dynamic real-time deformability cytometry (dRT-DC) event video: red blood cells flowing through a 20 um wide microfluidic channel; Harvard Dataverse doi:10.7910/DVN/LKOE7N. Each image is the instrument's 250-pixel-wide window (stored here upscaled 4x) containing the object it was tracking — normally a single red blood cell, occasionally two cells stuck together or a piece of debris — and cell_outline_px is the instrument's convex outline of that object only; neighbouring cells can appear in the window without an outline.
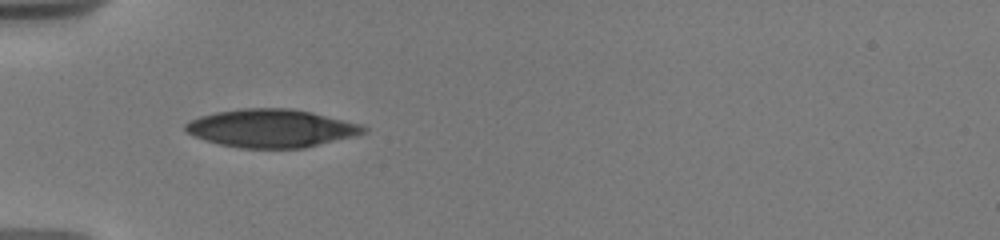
{"species": "human", "species_latin": "Homo sapiens", "temperature_condition": "warm", "stored_images_in_passage": 19, "camera_frame_rate_fps": 3000, "um_per_image_px": 0.085, "donor": {"sex": "male"}, "frame": {"image": 1, "passage_image": 7, "time_ms": 4.667, "image_size_px": [1000, 240], "cell_outline_px": [[368, 132], [356, 136], [304, 148], [240, 148], [220, 144], [196, 136], [188, 132], [184, 128], [184, 124], [200, 116], [216, 112], [240, 108], [292, 108], [312, 112], [364, 124], [368, 128]], "centroid_in_image_um": [23.15, 10.9], "position_along_channel_um": 61.8, "area_um2": 39.71}}
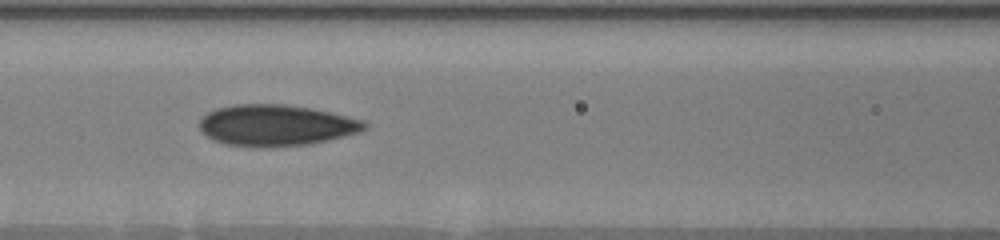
{"frame": {"image": 2, "passage_image": 13, "time_ms": 7.0, "image_size_px": [1000, 240], "cell_outline_px": [[368, 128], [360, 132], [328, 140], [308, 144], [224, 144], [212, 140], [200, 132], [200, 116], [216, 108], [232, 104], [284, 104], [308, 108], [328, 112], [364, 120], [368, 124]], "centroid_in_image_um": [23.44, 10.61], "position_along_channel_um": 143.2, "area_um2": 38.73}}
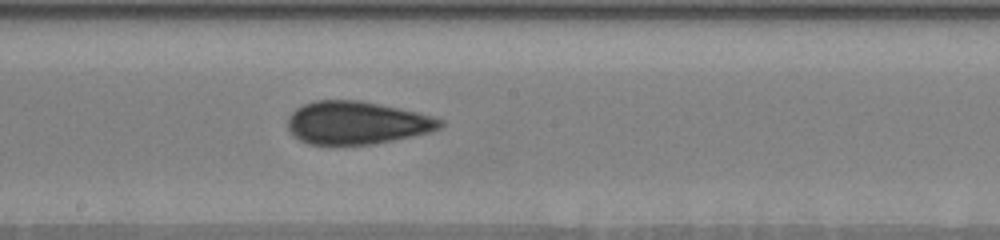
{"frame": {"image": 3, "passage_image": 19, "time_ms": 9.0, "image_size_px": [1000, 240], "cell_outline_px": [[444, 124], [440, 128], [428, 132], [412, 136], [392, 140], [368, 144], [308, 144], [300, 140], [288, 128], [288, 116], [296, 108], [312, 100], [360, 100], [400, 108], [432, 116], [444, 120]], "centroid_in_image_um": [30.32, 10.42], "position_along_channel_um": 217.9, "area_um2": 37.86}}